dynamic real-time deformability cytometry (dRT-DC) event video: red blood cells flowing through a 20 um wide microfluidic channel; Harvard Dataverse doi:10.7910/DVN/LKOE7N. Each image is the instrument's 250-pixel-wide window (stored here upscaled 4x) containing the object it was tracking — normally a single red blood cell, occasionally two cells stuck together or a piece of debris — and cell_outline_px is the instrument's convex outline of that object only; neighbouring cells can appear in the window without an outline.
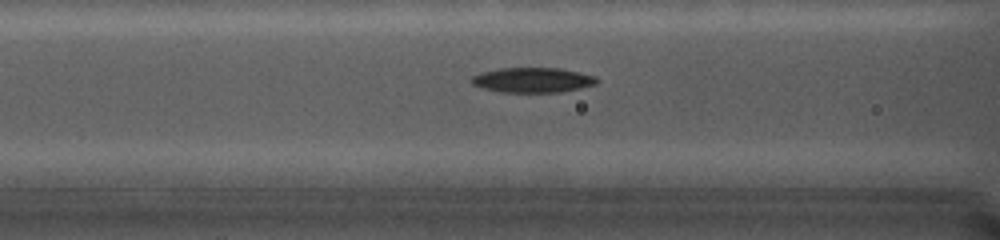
{"species": "common noctule bat (a hibernating species)", "species_latin": "Nyctalus noctula", "temperature_condition": "cold", "stored_images_in_passage": 7, "camera_frame_rate_fps": 5000, "um_per_image_px": 0.085, "animal": {"sex": "female", "body_mass_g": 19.0, "forearm_length_mm": 56.7}, "frame": {"image": 1, "passage_image": 5, "time_ms": 2.0, "image_size_px": [1000, 240], "cell_outline_px": [[600, 80], [596, 84], [580, 88], [556, 92], [504, 92], [472, 84], [472, 76], [484, 72], [500, 68], [560, 68], [592, 76]], "centroid_in_image_um": [45.3, 6.8], "position_along_channel_um": 121.3, "area_um2": 17.69}}